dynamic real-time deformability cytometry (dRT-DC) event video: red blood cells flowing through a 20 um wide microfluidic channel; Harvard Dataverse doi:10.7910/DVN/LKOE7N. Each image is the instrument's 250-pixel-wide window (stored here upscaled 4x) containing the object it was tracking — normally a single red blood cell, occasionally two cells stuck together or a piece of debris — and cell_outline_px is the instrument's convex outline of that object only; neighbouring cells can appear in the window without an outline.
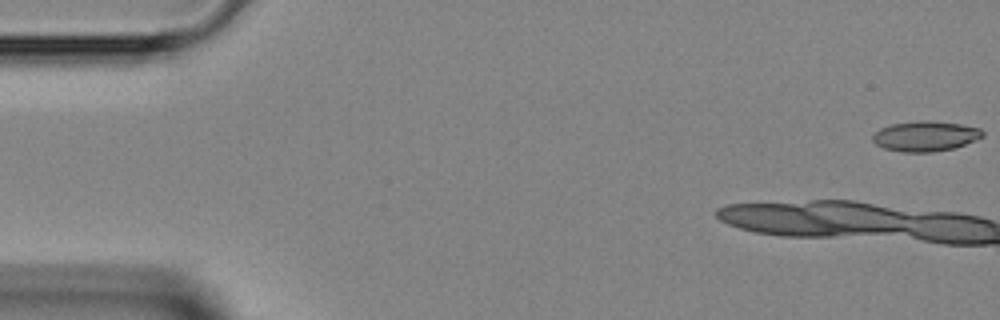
{"species": "Egyptian fruit bat (a non-hibernating species)", "species_latin": "Rousettus aegyptiacus", "temperature_condition": "room temperature", "stored_images_in_passage": 7, "camera_frame_rate_fps": 3000, "um_per_image_px": 0.085, "animal": {"sex": "female"}, "frame": {"image": 1, "passage_image": 1, "time_ms": 0.0, "image_size_px": [1000, 320], "cell_outline_px": [[984, 136], [976, 140], [956, 148], [932, 152], [900, 152], [884, 148], [876, 144], [872, 140], [872, 136], [880, 128], [892, 124], [920, 120], [928, 120], [960, 124], [980, 128], [984, 132]], "centroid_in_image_um": [78.67, 11.58], "position_along_channel_um": 6.3, "area_um2": 19.48}}